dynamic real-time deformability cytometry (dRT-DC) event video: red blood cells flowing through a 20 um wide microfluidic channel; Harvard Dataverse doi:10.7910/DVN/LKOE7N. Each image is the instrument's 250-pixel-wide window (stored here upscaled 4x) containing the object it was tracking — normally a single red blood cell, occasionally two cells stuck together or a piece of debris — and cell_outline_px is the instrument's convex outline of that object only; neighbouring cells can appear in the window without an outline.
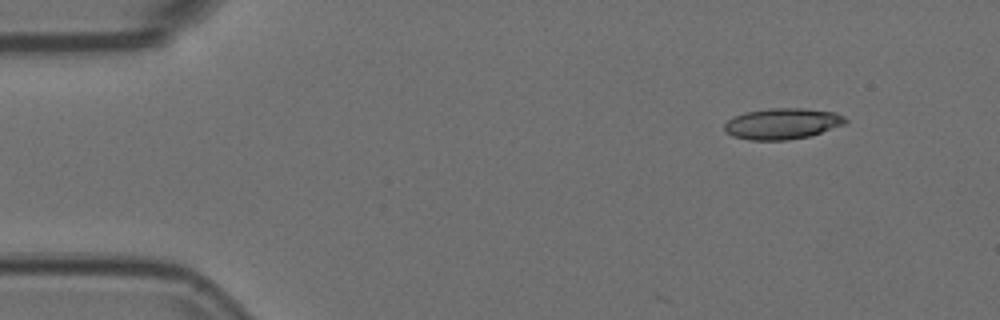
{"species": "Egyptian fruit bat (a non-hibernating species)", "species_latin": "Rousettus aegyptiacus", "temperature_condition": "room temperature", "stored_images_in_passage": 4, "camera_frame_rate_fps": 3000, "um_per_image_px": 0.085, "animal": {"sex": "female"}, "frame": {"image": 1, "passage_image": 1, "time_ms": 0.0, "image_size_px": [1000, 320], "cell_outline_px": [[848, 120], [844, 124], [812, 136], [788, 140], [748, 140], [732, 136], [724, 132], [724, 124], [728, 120], [736, 116], [748, 112], [768, 108], [804, 108], [836, 112], [844, 116]], "centroid_in_image_um": [66.51, 10.52], "position_along_channel_um": 18.5, "area_um2": 22.02}}
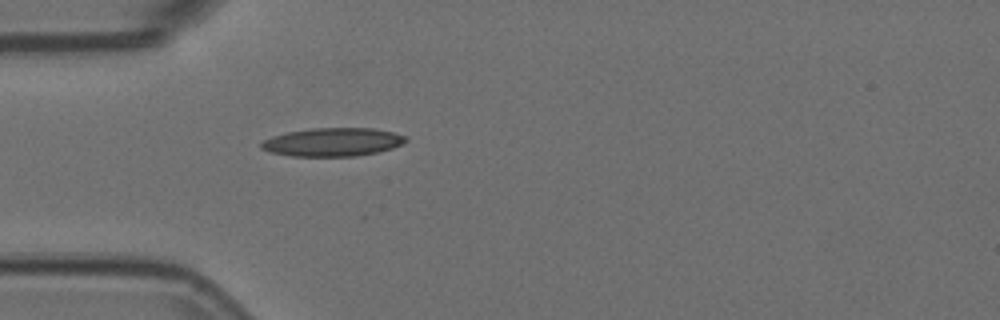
{"frame": {"image": 2, "passage_image": 4, "time_ms": 1.0, "image_size_px": [1000, 320], "cell_outline_px": [[408, 140], [392, 148], [376, 152], [356, 156], [292, 156], [272, 152], [260, 148], [260, 144], [264, 140], [272, 136], [288, 132], [312, 128], [372, 128], [392, 132], [404, 136]], "centroid_in_image_um": [28.26, 12.07], "position_along_channel_um": 56.7, "area_um2": 23.64}}